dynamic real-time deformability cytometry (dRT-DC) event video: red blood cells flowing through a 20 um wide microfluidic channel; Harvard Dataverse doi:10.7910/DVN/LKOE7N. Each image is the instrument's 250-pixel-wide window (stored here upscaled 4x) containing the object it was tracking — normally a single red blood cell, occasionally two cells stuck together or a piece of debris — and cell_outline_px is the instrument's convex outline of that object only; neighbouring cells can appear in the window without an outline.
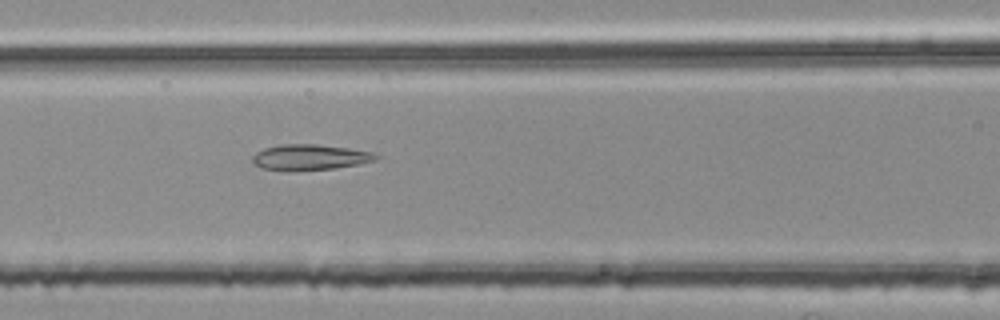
{"species": "common noctule bat (a hibernating species)", "species_latin": "Nyctalus noctula", "temperature_condition": "room temperature", "stored_images_in_passage": 54, "segment_of_instrument_passage": [2, 2], "camera_frame_rate_fps": 3000, "um_per_image_px": 0.085, "animal": {"sex": "female", "body_mass_g": 25.1}, "frame": {"image": 1, "passage_image": 23, "time_ms": 7.333, "image_size_px": [1000, 320], "cell_outline_px": [[380, 156], [376, 160], [360, 164], [336, 168], [260, 168], [252, 160], [252, 156], [256, 152], [264, 148], [280, 144], [320, 144], [348, 148], [372, 152]], "centroid_in_image_um": [26.4, 13.31], "position_along_channel_um": 140.2, "area_um2": 17.74}}
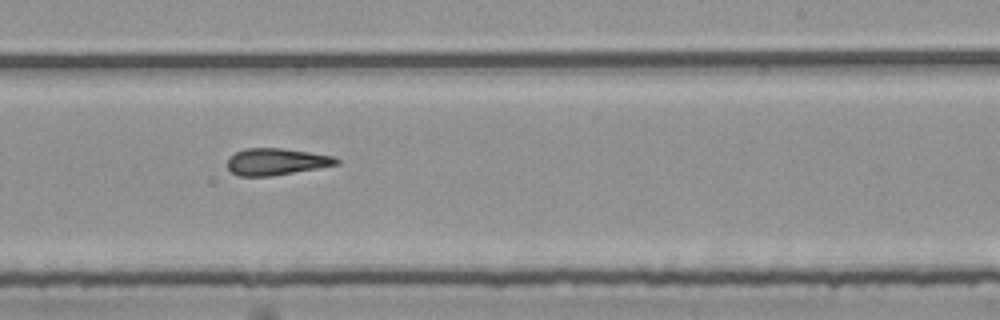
{"frame": {"image": 2, "passage_image": 33, "time_ms": 10.667, "image_size_px": [1000, 320], "cell_outline_px": [[340, 164], [272, 176], [240, 176], [232, 172], [228, 168], [228, 156], [244, 148], [284, 148], [336, 156], [340, 160]], "centroid_in_image_um": [23.51, 13.73], "position_along_channel_um": 265.5, "area_um2": 17.17}}
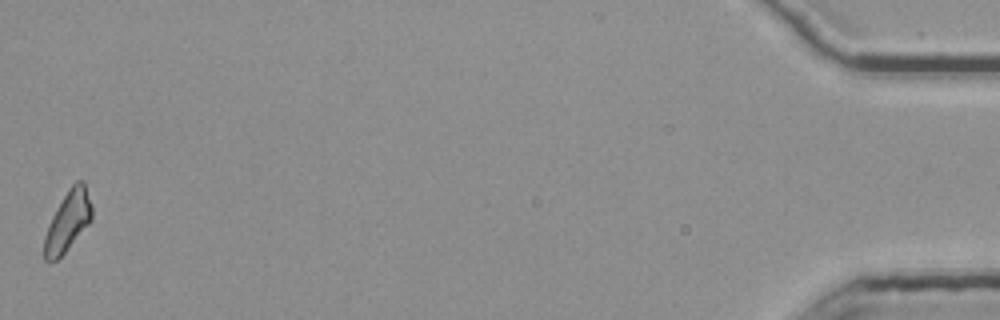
{"frame": {"image": 3, "passage_image": 54, "time_ms": 17.667, "image_size_px": [1000, 320], "cell_outline_px": [[92, 220], [64, 252], [56, 260], [44, 260], [44, 236], [48, 224], [52, 216], [68, 188], [76, 180], [84, 180], [92, 204]], "centroid_in_image_um": [5.78, 18.75], "position_along_channel_um": 429.4, "area_um2": 16.59}}